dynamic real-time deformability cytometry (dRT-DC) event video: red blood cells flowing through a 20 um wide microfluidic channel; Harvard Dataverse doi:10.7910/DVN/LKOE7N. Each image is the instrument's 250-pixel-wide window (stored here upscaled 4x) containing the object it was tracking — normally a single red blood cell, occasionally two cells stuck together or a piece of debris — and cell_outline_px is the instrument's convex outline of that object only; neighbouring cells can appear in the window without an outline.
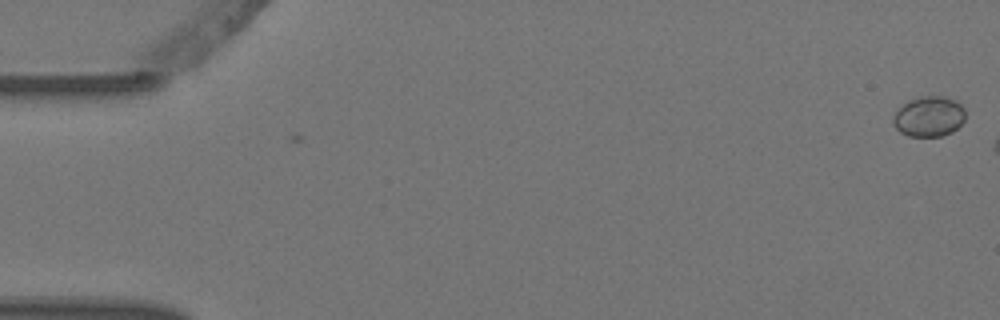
{"species": "Egyptian fruit bat (a non-hibernating species)", "species_latin": "Rousettus aegyptiacus", "temperature_condition": "warm", "stored_images_in_passage": 3, "camera_frame_rate_fps": 3000, "um_per_image_px": 0.085, "animal": {"sex": "female"}, "frame": {"image": 1, "passage_image": 1, "time_ms": 0.0, "image_size_px": [1000, 320], "cell_outline_px": [[964, 120], [952, 132], [940, 136], [908, 136], [900, 132], [892, 124], [892, 116], [908, 100], [924, 96], [944, 96], [956, 100], [964, 108]], "centroid_in_image_um": [78.94, 9.9], "position_along_channel_um": 6.1, "area_um2": 16.94}}